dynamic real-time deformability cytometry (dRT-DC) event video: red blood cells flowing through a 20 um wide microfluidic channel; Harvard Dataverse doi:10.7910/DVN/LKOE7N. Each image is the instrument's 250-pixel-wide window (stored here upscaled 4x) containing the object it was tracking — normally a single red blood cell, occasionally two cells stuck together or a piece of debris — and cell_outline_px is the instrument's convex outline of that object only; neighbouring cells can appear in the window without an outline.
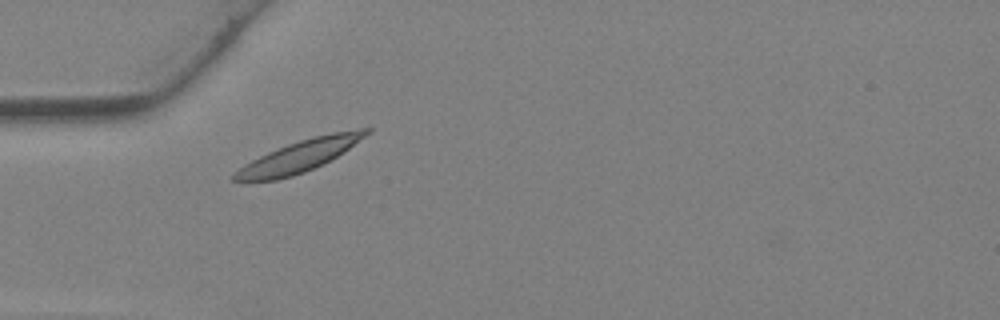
{"species": "Egyptian fruit bat (a non-hibernating species)", "species_latin": "Rousettus aegyptiacus", "temperature_condition": "warm", "stored_images_in_passage": 35, "camera_frame_rate_fps": 3000, "um_per_image_px": 0.085, "animal": {"sex": "female"}, "frame": {"image": 1, "passage_image": 5, "time_ms": 1.333, "image_size_px": [1000, 320], "cell_outline_px": [[372, 132], [336, 156], [304, 172], [292, 176], [276, 180], [232, 180], [232, 176], [244, 164], [268, 152], [288, 144], [312, 136], [332, 132], [360, 128], [372, 128]], "centroid_in_image_um": [25.48, 13.23], "position_along_channel_um": 59.5, "area_um2": 23.7}}
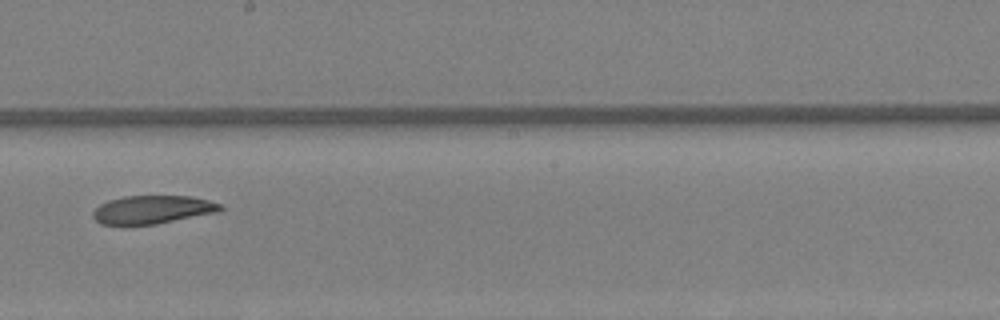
{"frame": {"image": 2, "passage_image": 16, "time_ms": 5.0, "image_size_px": [1000, 320], "cell_outline_px": [[224, 208], [220, 212], [156, 224], [100, 224], [92, 216], [92, 212], [100, 204], [108, 200], [124, 196], [188, 196], [208, 200], [220, 204]], "centroid_in_image_um": [12.97, 17.81], "position_along_channel_um": 235.2, "area_um2": 20.92}}
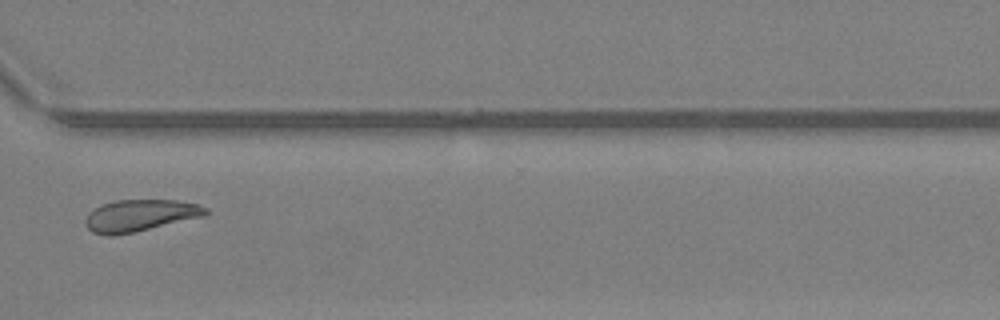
{"frame": {"image": 3, "passage_image": 24, "time_ms": 7.667, "image_size_px": [1000, 320], "cell_outline_px": [[208, 212], [204, 216], [132, 232], [112, 236], [104, 236], [92, 232], [88, 228], [88, 212], [104, 204], [116, 200], [176, 200], [196, 204], [208, 208]], "centroid_in_image_um": [11.92, 18.31], "position_along_channel_um": 358.7, "area_um2": 21.79}}